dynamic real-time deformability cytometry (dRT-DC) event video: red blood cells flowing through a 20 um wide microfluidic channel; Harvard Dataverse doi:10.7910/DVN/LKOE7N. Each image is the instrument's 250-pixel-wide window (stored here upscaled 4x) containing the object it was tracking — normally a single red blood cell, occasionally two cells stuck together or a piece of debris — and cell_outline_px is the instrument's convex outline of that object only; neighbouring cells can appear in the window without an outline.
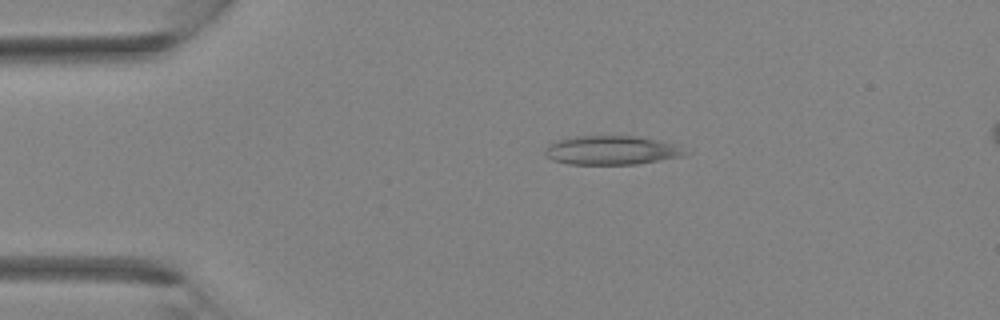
{"species": "Egyptian fruit bat (a non-hibernating species)", "species_latin": "Rousettus aegyptiacus", "temperature_condition": "room temperature", "stored_images_in_passage": 38, "camera_frame_rate_fps": 3000, "um_per_image_px": 0.085, "animal": {"sex": "female"}, "frame": {"image": 1, "passage_image": 8, "time_ms": 2.333, "image_size_px": [1000, 320], "cell_outline_px": [[688, 152], [684, 156], [636, 164], [568, 164], [552, 160], [544, 152], [544, 148], [548, 144], [556, 140], [572, 136], [636, 136], [672, 144]], "centroid_in_image_um": [51.9, 12.77], "position_along_channel_um": 33.1, "area_um2": 23.47}}
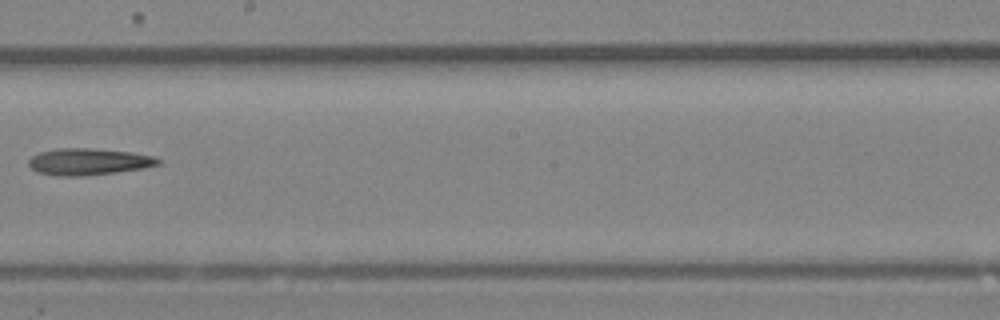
{"frame": {"image": 2, "passage_image": 22, "time_ms": 7.0, "image_size_px": [1000, 320], "cell_outline_px": [[164, 160], [160, 164], [144, 168], [116, 172], [80, 176], [60, 176], [36, 172], [28, 164], [28, 160], [32, 156], [40, 152], [56, 148], [88, 148], [132, 152], [152, 156]], "centroid_in_image_um": [7.54, 13.74], "position_along_channel_um": 240.7, "area_um2": 20.17}}
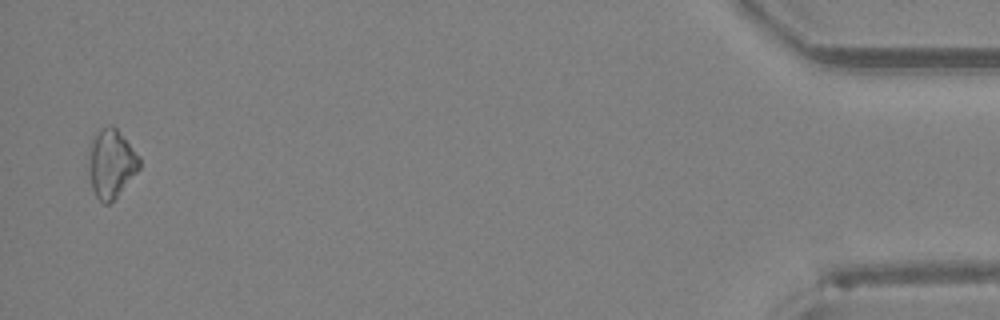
{"frame": {"image": 3, "passage_image": 37, "time_ms": 12.0, "image_size_px": [1000, 320], "cell_outline_px": [[140, 168], [116, 196], [108, 204], [104, 204], [96, 196], [92, 188], [88, 172], [88, 152], [92, 136], [100, 128], [108, 124], [112, 124], [116, 128], [140, 156]], "centroid_in_image_um": [9.42, 13.85], "position_along_channel_um": 425.8, "area_um2": 20.4}}